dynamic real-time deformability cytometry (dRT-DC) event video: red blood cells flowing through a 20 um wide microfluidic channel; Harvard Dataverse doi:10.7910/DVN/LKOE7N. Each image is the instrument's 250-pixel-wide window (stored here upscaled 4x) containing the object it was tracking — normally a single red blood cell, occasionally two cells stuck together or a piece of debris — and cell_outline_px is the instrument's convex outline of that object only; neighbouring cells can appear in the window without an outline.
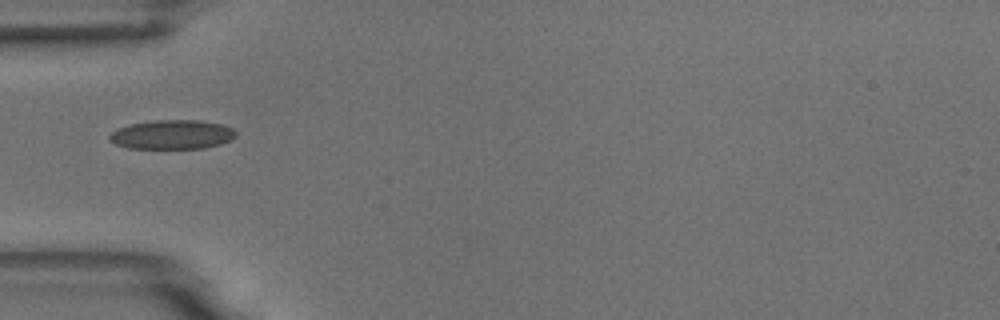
{"species": "common noctule bat (a hibernating species)", "species_latin": "Nyctalus noctula", "temperature_condition": "room temperature", "stored_images_in_passage": 8, "camera_frame_rate_fps": 3000, "um_per_image_px": 0.085, "animal": {"sex": "male", "body_mass_g": 18.8}, "frame": {"image": 1, "passage_image": 5, "time_ms": 1.333, "image_size_px": [1000, 320], "cell_outline_px": [[236, 136], [232, 140], [220, 144], [204, 148], [128, 148], [116, 144], [108, 140], [108, 136], [116, 128], [132, 124], [156, 120], [200, 120], [224, 124], [232, 128], [236, 132]], "centroid_in_image_um": [14.65, 11.43], "position_along_channel_um": 70.3, "area_um2": 21.62}}